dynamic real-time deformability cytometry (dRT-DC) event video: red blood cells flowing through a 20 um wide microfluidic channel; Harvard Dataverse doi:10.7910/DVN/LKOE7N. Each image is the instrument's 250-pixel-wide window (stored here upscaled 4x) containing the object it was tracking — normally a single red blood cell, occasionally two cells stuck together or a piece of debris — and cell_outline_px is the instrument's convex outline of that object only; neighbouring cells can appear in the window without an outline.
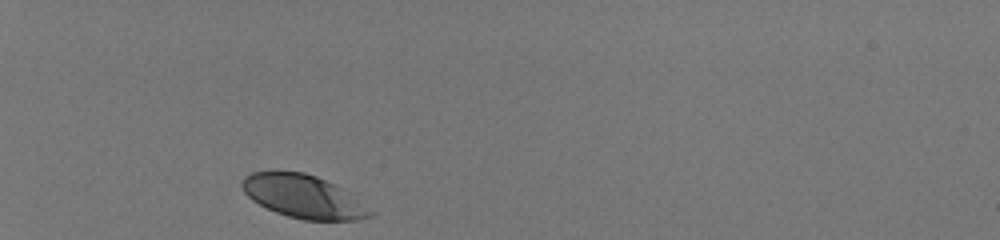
{"species": "human", "species_latin": "Homo sapiens", "temperature_condition": "room temperature", "stored_images_in_passage": 31, "camera_frame_rate_fps": 3000, "um_per_image_px": 0.085, "donor": {"sex": "male"}, "frame": {"image": 1, "passage_image": 1, "time_ms": 0.0, "image_size_px": [1000, 240], "cell_outline_px": [[376, 212], [372, 216], [356, 220], [304, 220], [288, 216], [276, 212], [252, 200], [244, 192], [240, 184], [244, 176], [252, 172], [304, 172], [316, 176], [340, 188]], "centroid_in_image_um": [25.77, 16.72], "position_along_channel_um": 59.2, "area_um2": 31.73}}
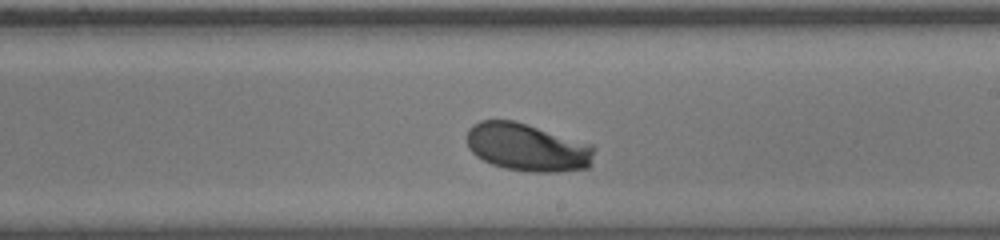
{"frame": {"image": 2, "passage_image": 18, "time_ms": 5.667, "image_size_px": [1000, 240], "cell_outline_px": [[596, 148], [592, 164], [588, 168], [560, 172], [528, 172], [504, 168], [492, 164], [476, 156], [468, 148], [468, 128], [472, 124], [480, 120], [512, 120], [592, 144]], "centroid_in_image_um": [44.85, 12.54], "position_along_channel_um": 244.2, "area_um2": 35.66}}
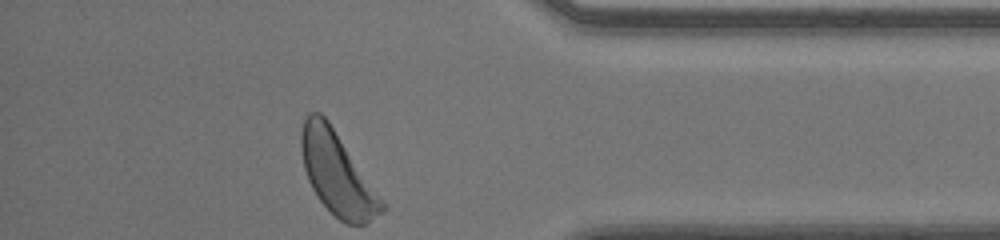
{"frame": {"image": 3, "passage_image": 31, "time_ms": 10.0, "image_size_px": [1000, 240], "cell_outline_px": [[384, 208], [368, 224], [348, 224], [340, 220], [316, 196], [308, 180], [304, 168], [300, 148], [300, 132], [304, 120], [308, 112], [320, 112], [328, 120], [384, 204]], "centroid_in_image_um": [28.59, 14.73], "position_along_channel_um": 406.6, "area_um2": 37.74}, "authors_computed_cell_mechanics": {"area_um2": 35.0846, "velocity_mm_per_s": 4.0319, "shape_relaxation_time_tau1_ms": 1.8038, "shape_relaxation_time_tau2_ms": null, "deformation_change_tau1": 0.118, "deformation_change_tau2": null}}